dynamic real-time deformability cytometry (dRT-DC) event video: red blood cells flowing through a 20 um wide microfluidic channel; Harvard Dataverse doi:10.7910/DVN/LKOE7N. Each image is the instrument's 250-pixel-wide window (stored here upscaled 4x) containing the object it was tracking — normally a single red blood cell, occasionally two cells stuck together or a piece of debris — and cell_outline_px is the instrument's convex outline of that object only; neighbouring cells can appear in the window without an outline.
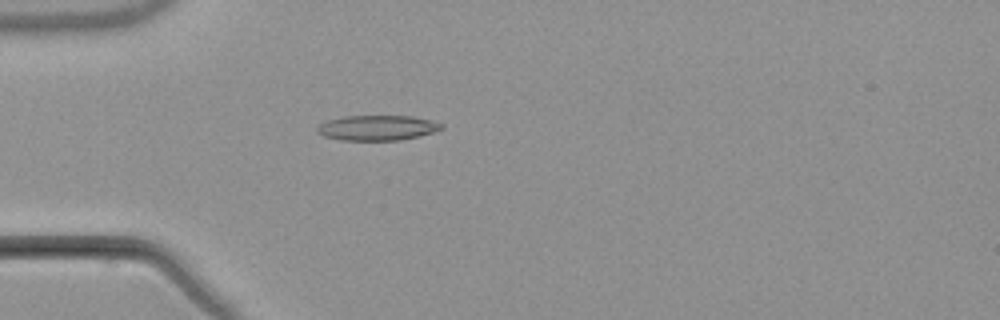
{"species": "common noctule bat (a hibernating species)", "species_latin": "Nyctalus noctula", "temperature_condition": "warm", "stored_images_in_passage": 4, "camera_frame_rate_fps": 3000, "um_per_image_px": 0.085, "animal": {"sex": "male", "body_mass_g": 21.5, "forearm_length_mm": 52.0}, "frame": {"image": 1, "passage_image": 4, "time_ms": 4.667, "image_size_px": [1000, 320], "cell_outline_px": [[444, 128], [432, 132], [400, 140], [340, 140], [324, 136], [316, 132], [316, 128], [320, 124], [328, 120], [344, 116], [412, 116], [432, 120], [444, 124]], "centroid_in_image_um": [32.06, 10.86], "position_along_channel_um": 52.9, "area_um2": 18.15}}